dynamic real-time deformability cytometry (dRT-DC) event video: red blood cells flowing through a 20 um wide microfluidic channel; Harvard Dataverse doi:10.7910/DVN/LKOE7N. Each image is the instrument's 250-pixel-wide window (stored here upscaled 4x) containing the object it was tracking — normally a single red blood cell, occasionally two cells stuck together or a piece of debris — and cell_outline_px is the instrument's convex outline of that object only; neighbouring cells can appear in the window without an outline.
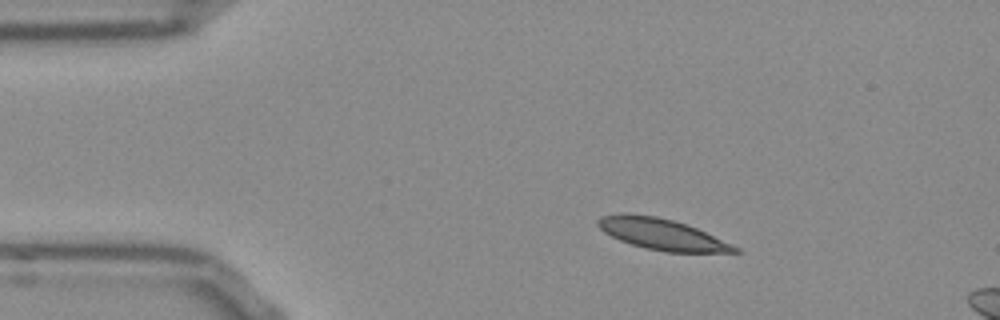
{"species": "Egyptian fruit bat (a non-hibernating species)", "species_latin": "Rousettus aegyptiacus", "temperature_condition": "room temperature", "stored_images_in_passage": 8, "camera_frame_rate_fps": 3000, "um_per_image_px": 0.085, "frame": {"image": 1, "passage_image": 1, "time_ms": 0.0, "image_size_px": [1000, 320], "cell_outline_px": [[740, 252], [664, 252], [644, 248], [620, 240], [604, 232], [596, 224], [596, 220], [600, 216], [628, 212], [656, 216], [672, 220], [696, 228], [740, 248]], "centroid_in_image_um": [56.2, 19.9], "position_along_channel_um": 28.8, "area_um2": 24.68}}